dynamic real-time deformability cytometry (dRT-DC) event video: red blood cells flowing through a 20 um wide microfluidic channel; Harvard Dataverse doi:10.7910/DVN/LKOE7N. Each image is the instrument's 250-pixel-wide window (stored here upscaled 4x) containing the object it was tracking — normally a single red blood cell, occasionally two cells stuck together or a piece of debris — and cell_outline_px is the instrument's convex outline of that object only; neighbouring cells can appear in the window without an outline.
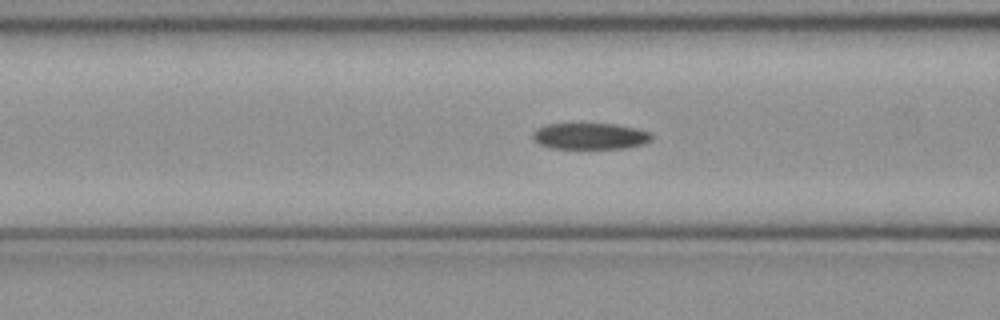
{"species": "common noctule bat (a hibernating species)", "species_latin": "Nyctalus noctula", "temperature_condition": "cold", "stored_images_in_passage": 36, "camera_frame_rate_fps": 3000, "um_per_image_px": 0.085, "animal": {"sex": "female", "body_mass_g": 21.9}, "frame": {"image": 1, "passage_image": 5, "time_ms": 1.333, "image_size_px": [1000, 320], "cell_outline_px": [[652, 140], [644, 144], [624, 148], [548, 148], [532, 140], [532, 132], [536, 128], [548, 124], [616, 124], [636, 128], [652, 132]], "centroid_in_image_um": [50.15, 11.57], "position_along_channel_um": 116.4, "area_um2": 18.38}}
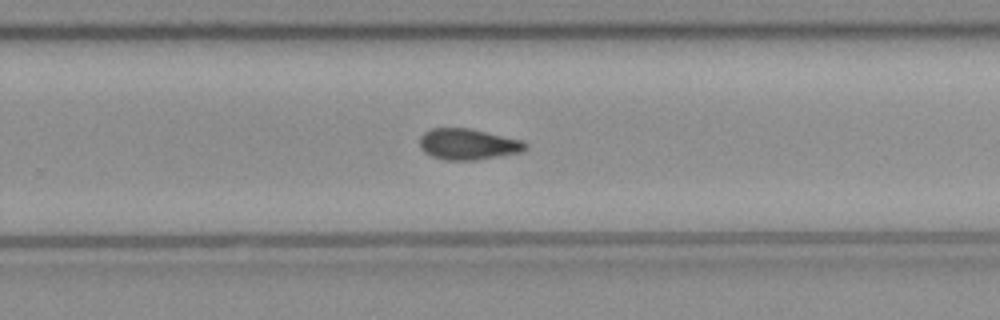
{"frame": {"image": 2, "passage_image": 18, "time_ms": 5.667, "image_size_px": [1000, 320], "cell_outline_px": [[528, 148], [520, 152], [476, 160], [444, 160], [432, 156], [424, 152], [420, 144], [420, 136], [424, 132], [432, 128], [468, 128], [524, 140], [528, 144]], "centroid_in_image_um": [39.8, 12.25], "position_along_channel_um": 290.0, "area_um2": 19.13}}
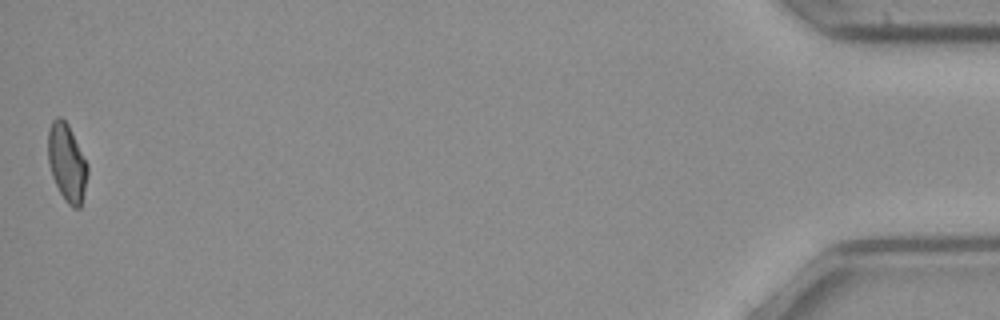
{"frame": {"image": 3, "passage_image": 36, "time_ms": 11.667, "image_size_px": [1000, 320], "cell_outline_px": [[88, 172], [80, 208], [72, 208], [64, 200], [52, 176], [48, 160], [48, 128], [52, 120], [56, 116], [60, 116], [68, 124], [88, 164]], "centroid_in_image_um": [5.68, 13.8], "position_along_channel_um": 429.5, "area_um2": 17.86}}